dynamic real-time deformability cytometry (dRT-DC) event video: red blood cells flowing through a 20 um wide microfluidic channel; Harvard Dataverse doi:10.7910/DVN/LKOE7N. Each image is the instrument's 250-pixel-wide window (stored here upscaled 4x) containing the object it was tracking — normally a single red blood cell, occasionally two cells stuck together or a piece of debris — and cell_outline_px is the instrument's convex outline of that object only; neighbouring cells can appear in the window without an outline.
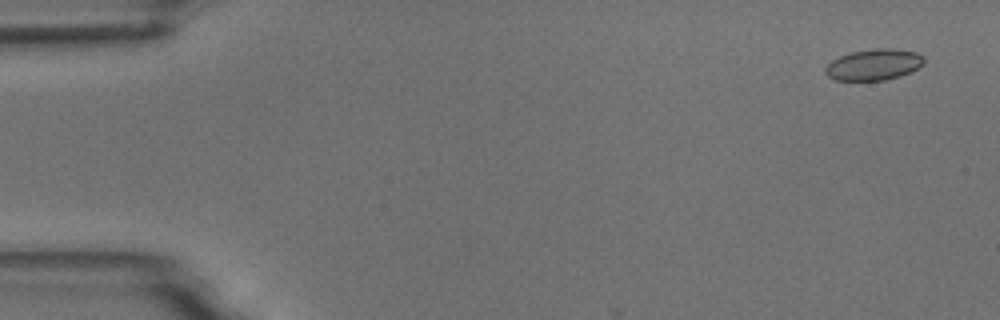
{"species": "common noctule bat (a hibernating species)", "species_latin": "Nyctalus noctula", "temperature_condition": "room temperature", "stored_images_in_passage": 3, "camera_frame_rate_fps": 3000, "um_per_image_px": 0.085, "animal": {"sex": "male", "body_mass_g": 18.8}, "frame": {"image": 1, "passage_image": 1, "time_ms": 0.0, "image_size_px": [1000, 320], "cell_outline_px": [[924, 64], [900, 76], [884, 80], [836, 80], [828, 76], [824, 72], [824, 68], [832, 60], [840, 56], [852, 52], [876, 48], [892, 48], [916, 52], [924, 56]], "centroid_in_image_um": [74.27, 5.49], "position_along_channel_um": 10.7, "area_um2": 17.8}}